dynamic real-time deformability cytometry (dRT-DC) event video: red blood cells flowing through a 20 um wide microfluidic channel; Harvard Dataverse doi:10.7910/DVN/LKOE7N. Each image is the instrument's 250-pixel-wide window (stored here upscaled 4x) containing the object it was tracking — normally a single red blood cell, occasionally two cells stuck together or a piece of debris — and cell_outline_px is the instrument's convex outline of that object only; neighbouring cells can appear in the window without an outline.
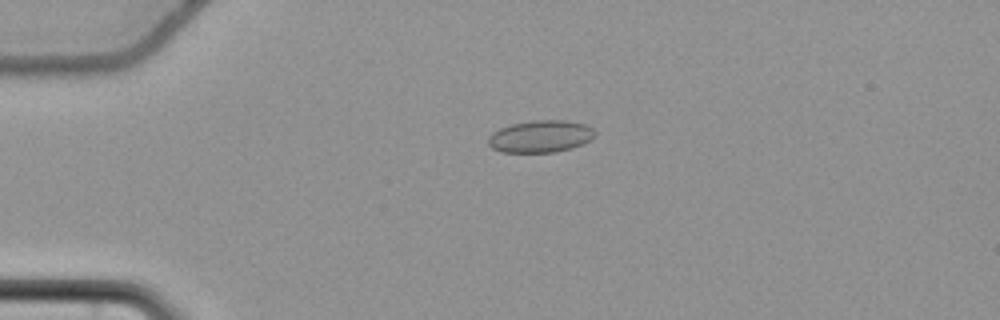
{"species": "common noctule bat (a hibernating species)", "species_latin": "Nyctalus noctula", "temperature_condition": "cold", "stored_images_in_passage": 44, "camera_frame_rate_fps": 3000, "um_per_image_px": 0.085, "animal": {"sex": "female", "body_mass_g": 22.7, "forearm_length_mm": 54.2}, "frame": {"image": 1, "passage_image": 1, "time_ms": 0.0, "image_size_px": [1000, 320], "cell_outline_px": [[596, 132], [592, 140], [584, 144], [572, 148], [556, 152], [500, 152], [492, 148], [488, 144], [488, 136], [492, 132], [500, 128], [512, 124], [532, 120], [564, 120], [588, 124]], "centroid_in_image_um": [45.97, 11.59], "position_along_channel_um": 39.0, "area_um2": 20.29}}
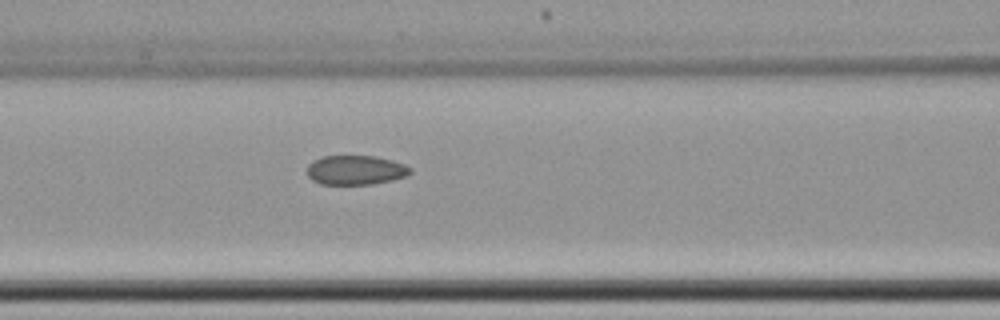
{"frame": {"image": 2, "passage_image": 12, "time_ms": 3.667, "image_size_px": [1000, 320], "cell_outline_px": [[412, 172], [408, 176], [392, 180], [372, 184], [320, 184], [312, 180], [308, 176], [308, 164], [312, 160], [320, 156], [376, 156], [392, 160], [404, 164], [412, 168]], "centroid_in_image_um": [30.24, 14.45], "position_along_channel_um": 136.4, "area_um2": 17.86}}
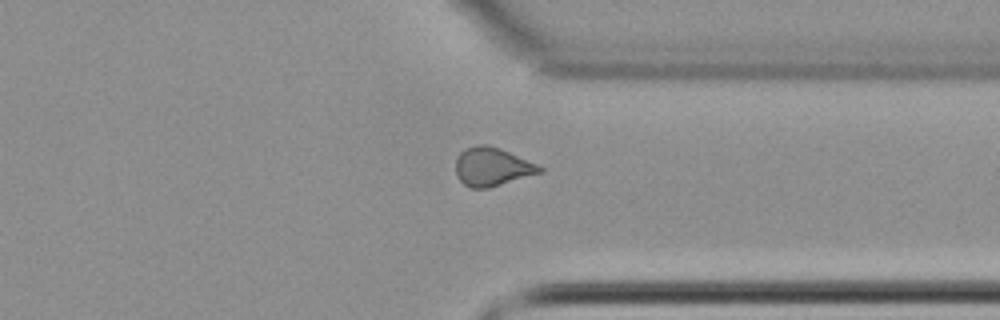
{"frame": {"image": 3, "passage_image": 31, "time_ms": 10.0, "image_size_px": [1000, 320], "cell_outline_px": [[544, 172], [488, 188], [468, 188], [456, 176], [456, 160], [460, 152], [464, 148], [476, 144], [488, 144], [500, 148], [536, 164], [544, 168]], "centroid_in_image_um": [41.81, 14.17], "position_along_channel_um": 369.6, "area_um2": 18.96}, "authors_computed_cell_mechanics": {"area_um2": 18.5827, "velocity_mm_per_s": 3.683, "shape_relaxation_time_tau1_ms": null, "shape_relaxation_time_tau2_ms": 2.4613, "deformation_change_tau1": null, "deformation_change_tau2": 0.0848}}